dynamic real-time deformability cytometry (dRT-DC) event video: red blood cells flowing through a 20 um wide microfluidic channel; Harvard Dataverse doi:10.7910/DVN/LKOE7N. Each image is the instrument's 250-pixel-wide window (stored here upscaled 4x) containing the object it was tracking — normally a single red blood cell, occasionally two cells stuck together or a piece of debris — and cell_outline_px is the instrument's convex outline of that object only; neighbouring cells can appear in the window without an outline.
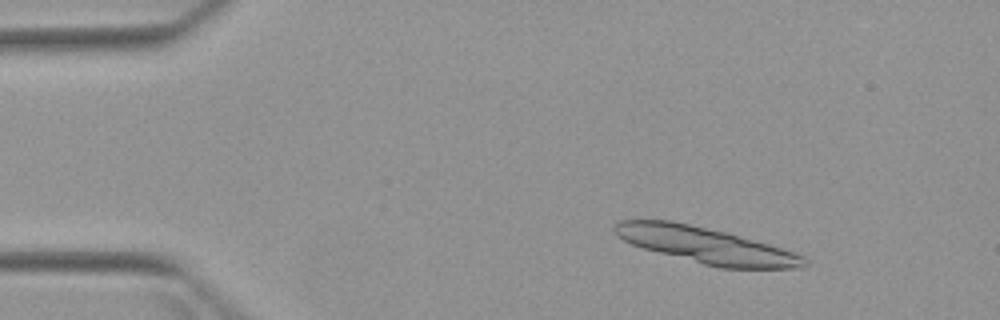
{"species": "Egyptian fruit bat (a non-hibernating species)", "species_latin": "Rousettus aegyptiacus", "temperature_condition": "warm", "stored_images_in_passage": 4, "camera_frame_rate_fps": 3000, "um_per_image_px": 0.085, "animal": {"sex": "female"}, "frame": {"image": 1, "passage_image": 2, "time_ms": 2.0, "image_size_px": [1000, 320], "cell_outline_px": [[808, 264], [800, 268], [720, 268], [704, 264], [644, 248], [632, 244], [624, 240], [612, 228], [620, 220], [672, 220], [728, 232], [768, 244], [804, 256], [808, 260]], "centroid_in_image_um": [60.03, 20.84], "position_along_channel_um": 25.0, "area_um2": 39.3}}